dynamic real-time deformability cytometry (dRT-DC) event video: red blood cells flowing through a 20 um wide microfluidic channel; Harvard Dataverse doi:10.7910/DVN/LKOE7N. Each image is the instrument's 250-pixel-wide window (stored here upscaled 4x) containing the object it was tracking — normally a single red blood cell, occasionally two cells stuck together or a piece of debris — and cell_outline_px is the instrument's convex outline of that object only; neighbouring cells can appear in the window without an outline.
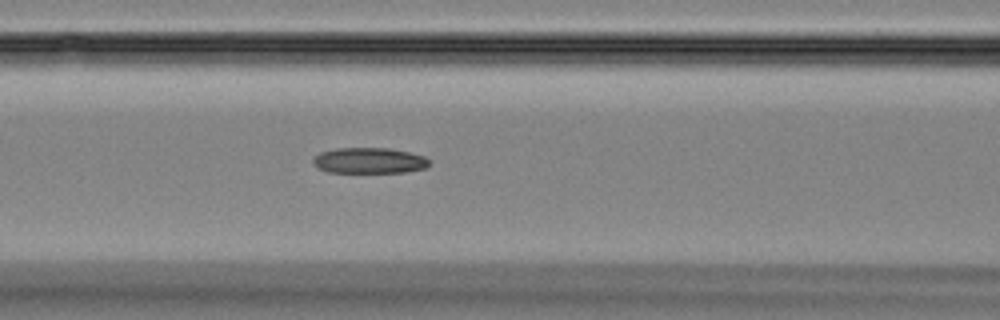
{"species": "Egyptian fruit bat (a non-hibernating species)", "species_latin": "Rousettus aegyptiacus", "temperature_condition": "room temperature", "stored_images_in_passage": 40, "camera_frame_rate_fps": 3000, "um_per_image_px": 0.085, "animal": {"sex": "female"}, "frame": {"image": 1, "passage_image": 21, "time_ms": 6.667, "image_size_px": [1000, 320], "cell_outline_px": [[428, 164], [424, 168], [404, 172], [328, 172], [316, 168], [312, 164], [312, 160], [320, 152], [336, 148], [388, 148], [408, 152], [424, 156], [428, 160]], "centroid_in_image_um": [31.32, 13.65], "position_along_channel_um": 135.3, "area_um2": 17.34}}
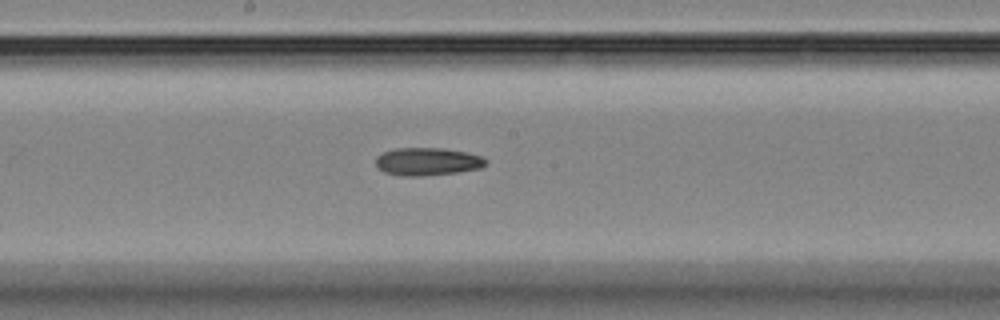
{"frame": {"image": 2, "passage_image": 27, "time_ms": 8.667, "image_size_px": [1000, 320], "cell_outline_px": [[488, 164], [480, 168], [456, 172], [424, 176], [400, 176], [384, 172], [376, 164], [376, 156], [384, 152], [396, 148], [444, 148], [484, 156], [488, 160]], "centroid_in_image_um": [36.36, 13.73], "position_along_channel_um": 211.8, "area_um2": 17.92}}
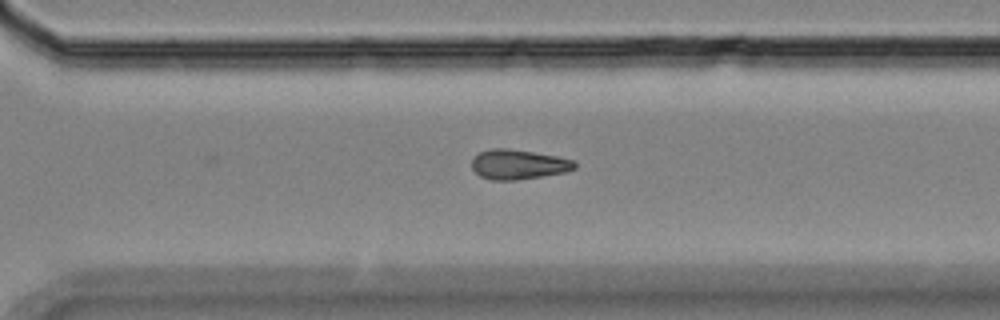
{"frame": {"image": 3, "passage_image": 36, "time_ms": 11.667, "image_size_px": [1000, 320], "cell_outline_px": [[576, 168], [568, 172], [516, 180], [492, 180], [480, 176], [472, 168], [472, 156], [480, 152], [492, 148], [508, 148], [556, 156], [576, 160]], "centroid_in_image_um": [44.07, 13.97], "position_along_channel_um": 326.5, "area_um2": 17.98}}